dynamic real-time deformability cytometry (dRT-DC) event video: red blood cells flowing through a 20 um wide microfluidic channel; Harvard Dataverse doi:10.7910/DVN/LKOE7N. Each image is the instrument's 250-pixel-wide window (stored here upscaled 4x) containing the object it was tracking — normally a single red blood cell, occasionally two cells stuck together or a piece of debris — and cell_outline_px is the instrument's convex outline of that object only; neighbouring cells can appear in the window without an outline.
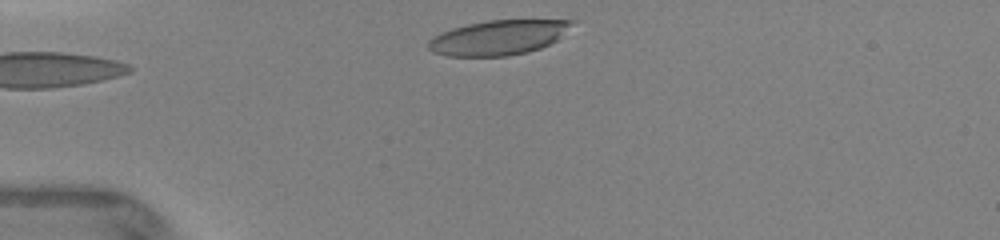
{"species": "human", "species_latin": "Homo sapiens", "temperature_condition": "warm", "stored_images_in_passage": 5, "camera_frame_rate_fps": 3000, "um_per_image_px": 0.085, "donor": {"sex": "female"}, "frame": {"image": 1, "passage_image": 1, "time_ms": 0.0, "image_size_px": [1000, 240], "cell_outline_px": [[576, 20], [556, 40], [540, 48], [508, 56], [448, 56], [432, 52], [428, 48], [428, 40], [432, 36], [440, 32], [452, 28], [468, 24], [488, 20]], "centroid_in_image_um": [42.29, 3.19], "position_along_channel_um": 42.7, "area_um2": 28.84}}